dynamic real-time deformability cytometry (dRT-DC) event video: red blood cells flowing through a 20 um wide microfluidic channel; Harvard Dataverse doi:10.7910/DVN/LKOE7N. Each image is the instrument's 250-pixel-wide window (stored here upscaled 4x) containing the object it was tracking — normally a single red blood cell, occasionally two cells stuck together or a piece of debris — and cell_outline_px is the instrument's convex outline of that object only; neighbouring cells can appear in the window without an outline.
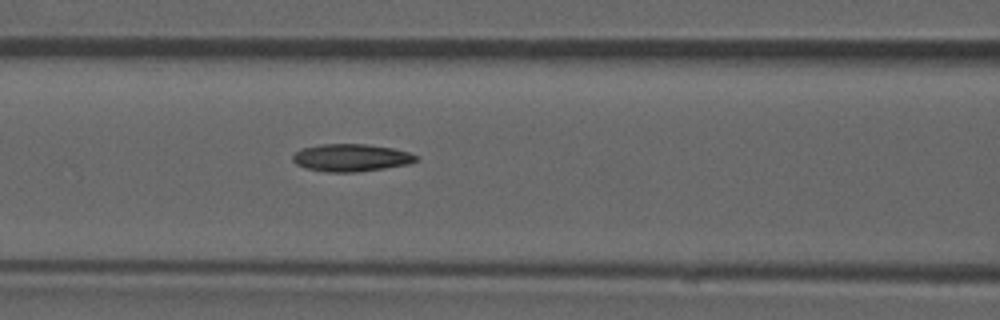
{"species": "common noctule bat (a hibernating species)", "species_latin": "Nyctalus noctula", "temperature_condition": "room temperature", "stored_images_in_passage": 43, "camera_frame_rate_fps": 3000, "um_per_image_px": 0.085, "animal": {"sex": "male", "forearm_length_mm": 52.5}, "frame": {"image": 1, "passage_image": 13, "time_ms": 4.0, "image_size_px": [1000, 320], "cell_outline_px": [[416, 160], [408, 164], [384, 168], [356, 172], [328, 172], [304, 168], [296, 164], [292, 160], [292, 156], [300, 148], [320, 144], [368, 144], [392, 148], [408, 152], [416, 156]], "centroid_in_image_um": [29.78, 13.4], "position_along_channel_um": 136.8, "area_um2": 19.71}}
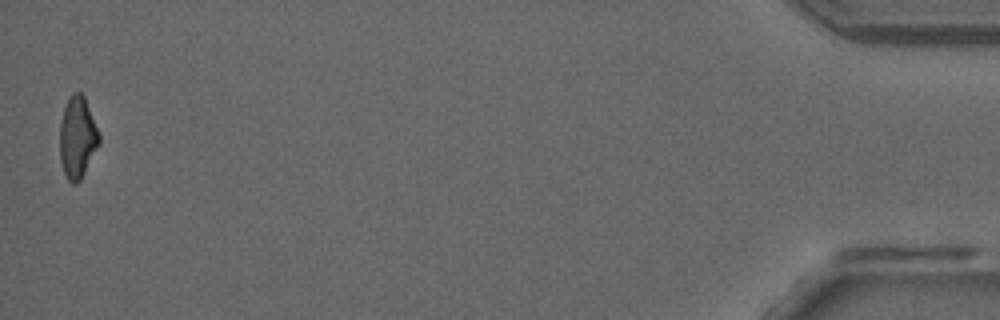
{"frame": {"image": 2, "passage_image": 43, "time_ms": 14.0, "image_size_px": [1000, 320], "cell_outline_px": [[100, 144], [80, 180], [76, 184], [72, 184], [68, 180], [64, 172], [60, 160], [60, 120], [68, 96], [72, 92], [80, 92], [84, 96], [100, 132]], "centroid_in_image_um": [6.59, 11.66], "position_along_channel_um": 428.6, "area_um2": 18.96}, "authors_computed_cell_mechanics": {"area_um2": 19.3052, "velocity_mm_per_s": 3.885, "shape_relaxation_time_tau1_ms": null, "shape_relaxation_time_tau2_ms": 5.824, "deformation_change_tau1": null, "deformation_change_tau2": 0.1552}}